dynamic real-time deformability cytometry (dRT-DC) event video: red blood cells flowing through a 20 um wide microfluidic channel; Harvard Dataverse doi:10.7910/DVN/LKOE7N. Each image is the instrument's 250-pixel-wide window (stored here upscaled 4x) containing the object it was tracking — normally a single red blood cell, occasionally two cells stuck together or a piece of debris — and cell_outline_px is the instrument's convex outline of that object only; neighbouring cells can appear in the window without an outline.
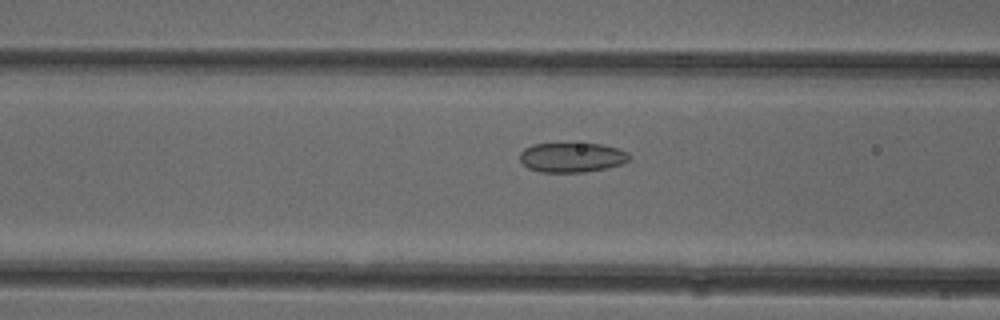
{"species": "common noctule bat (a hibernating species)", "species_latin": "Nyctalus noctula", "temperature_condition": "cold", "stored_images_in_passage": 43, "camera_frame_rate_fps": 3000, "um_per_image_px": 0.085, "animal": {"sex": "female"}, "frame": {"image": 1, "passage_image": 21, "time_ms": 6.667, "image_size_px": [1000, 320], "cell_outline_px": [[632, 156], [628, 160], [620, 164], [608, 168], [584, 172], [540, 172], [528, 168], [520, 160], [520, 152], [524, 148], [532, 144], [600, 144], [616, 148], [628, 152]], "centroid_in_image_um": [48.6, 13.38], "position_along_channel_um": 118.0, "area_um2": 18.84}}
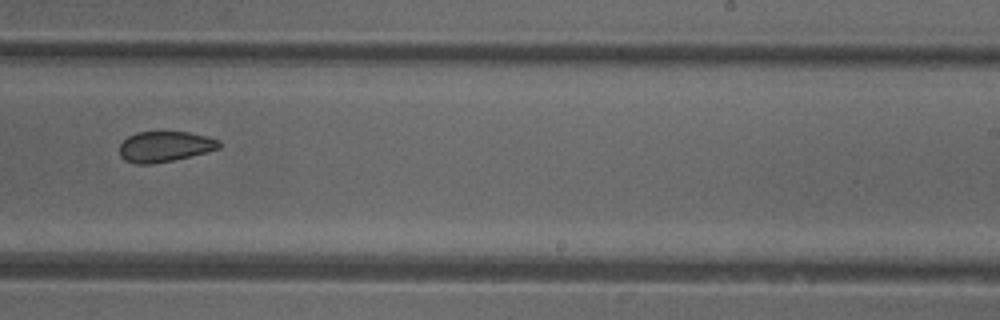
{"frame": {"image": 2, "passage_image": 33, "time_ms": 10.667, "image_size_px": [1000, 320], "cell_outline_px": [[220, 148], [208, 152], [172, 160], [152, 164], [136, 164], [124, 160], [120, 156], [120, 144], [128, 136], [136, 132], [188, 132], [208, 136], [220, 140]], "centroid_in_image_um": [14.02, 12.46], "position_along_channel_um": 275.0, "area_um2": 17.8}}
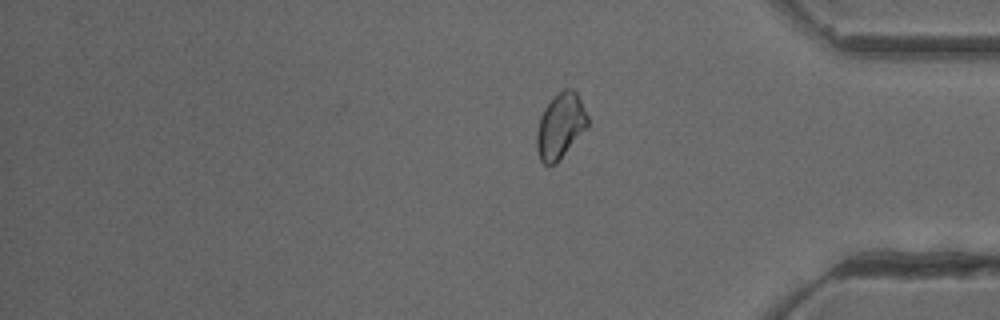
{"frame": {"image": 3, "passage_image": 43, "time_ms": 14.0, "image_size_px": [1000, 320], "cell_outline_px": [[588, 128], [556, 164], [544, 164], [540, 160], [536, 148], [536, 132], [540, 116], [544, 108], [564, 88], [572, 88], [576, 92], [588, 116]], "centroid_in_image_um": [47.64, 10.73], "position_along_channel_um": 387.6, "area_um2": 19.42}, "authors_computed_cell_mechanics": {"area_um2": 19.363, "velocity_mm_per_s": 3.9302, "shape_relaxation_time_tau1_ms": null, "shape_relaxation_time_tau2_ms": 2.6014, "deformation_change_tau1": null, "deformation_change_tau2": 0.0771}}